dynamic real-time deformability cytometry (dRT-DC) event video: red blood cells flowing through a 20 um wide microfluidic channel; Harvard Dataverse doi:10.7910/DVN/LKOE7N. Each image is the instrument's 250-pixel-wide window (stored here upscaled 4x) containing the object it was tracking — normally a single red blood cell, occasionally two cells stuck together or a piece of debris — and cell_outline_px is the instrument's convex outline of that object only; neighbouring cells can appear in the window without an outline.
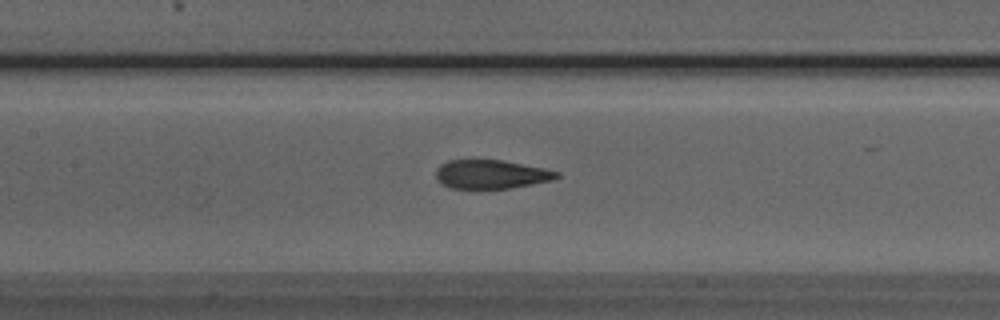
{"species": "Egyptian fruit bat (a non-hibernating species)", "species_latin": "Rousettus aegyptiacus", "temperature_condition": "room temperature", "stored_images_in_passage": 32, "camera_frame_rate_fps": 3000, "um_per_image_px": 0.085, "animal": {"sex": "male"}, "frame": {"image": 1, "passage_image": 22, "time_ms": 7.0, "image_size_px": [1000, 320], "cell_outline_px": [[560, 176], [552, 180], [532, 184], [508, 188], [476, 192], [448, 188], [440, 184], [436, 176], [436, 168], [440, 164], [448, 160], [500, 160], [544, 168], [560, 172]], "centroid_in_image_um": [41.66, 14.87], "position_along_channel_um": 165.7, "area_um2": 21.1}}